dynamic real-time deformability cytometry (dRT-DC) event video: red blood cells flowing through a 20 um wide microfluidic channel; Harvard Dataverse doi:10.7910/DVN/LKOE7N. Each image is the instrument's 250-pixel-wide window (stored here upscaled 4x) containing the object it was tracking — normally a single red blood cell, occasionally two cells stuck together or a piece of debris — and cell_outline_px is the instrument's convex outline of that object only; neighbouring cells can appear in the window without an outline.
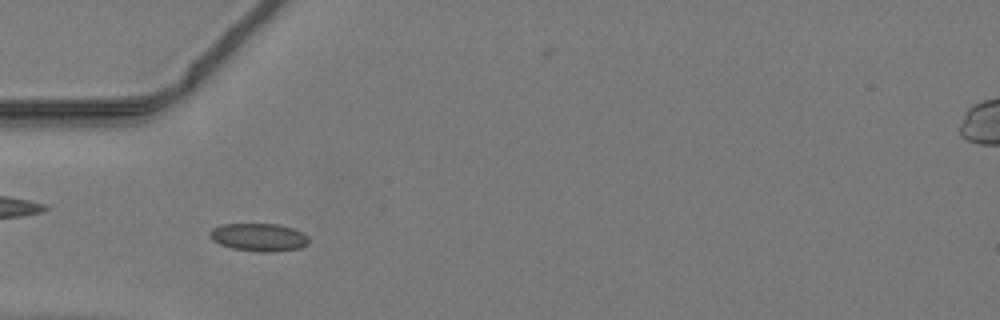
{"species": "common noctule bat (a hibernating species)", "species_latin": "Nyctalus noctula", "temperature_condition": "warm", "stored_images_in_passage": 45, "camera_frame_rate_fps": 3000, "um_per_image_px": 0.085, "animal": {"sex": "male", "body_mass_g": 19.2, "forearm_length_mm": 51.8}, "frame": {"image": 1, "passage_image": 13, "time_ms": 4.0, "image_size_px": [1000, 320], "cell_outline_px": [[308, 244], [300, 248], [272, 252], [260, 252], [232, 248], [220, 244], [212, 240], [208, 236], [208, 232], [212, 228], [224, 224], [276, 224], [292, 228], [308, 236]], "centroid_in_image_um": [21.97, 20.17], "position_along_channel_um": 63.0, "area_um2": 16.07}}
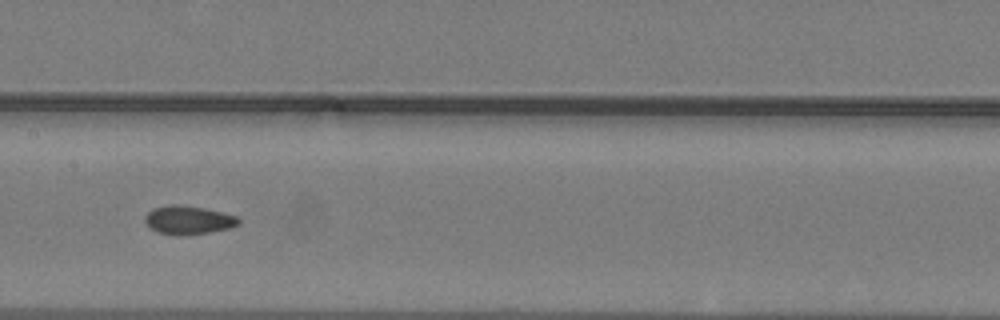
{"frame": {"image": 2, "passage_image": 22, "time_ms": 7.0, "image_size_px": [1000, 320], "cell_outline_px": [[240, 224], [228, 228], [208, 232], [180, 236], [176, 236], [160, 232], [152, 228], [144, 220], [144, 216], [152, 208], [172, 204], [176, 204], [204, 208], [236, 216], [240, 220]], "centroid_in_image_um": [15.99, 18.7], "position_along_channel_um": 191.4, "area_um2": 15.37}}
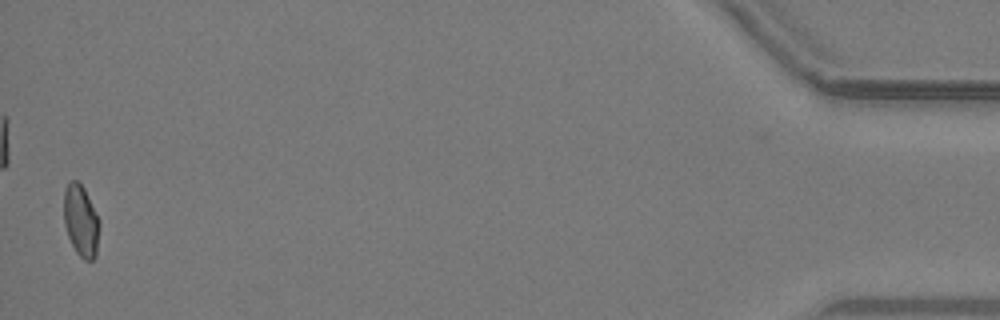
{"frame": {"image": 3, "passage_image": 45, "time_ms": 14.667, "image_size_px": [1000, 320], "cell_outline_px": [[100, 220], [96, 256], [92, 260], [84, 260], [76, 252], [68, 236], [64, 224], [64, 188], [72, 180], [76, 180], [84, 188]], "centroid_in_image_um": [6.88, 18.77], "position_along_channel_um": 428.3, "area_um2": 14.85}}